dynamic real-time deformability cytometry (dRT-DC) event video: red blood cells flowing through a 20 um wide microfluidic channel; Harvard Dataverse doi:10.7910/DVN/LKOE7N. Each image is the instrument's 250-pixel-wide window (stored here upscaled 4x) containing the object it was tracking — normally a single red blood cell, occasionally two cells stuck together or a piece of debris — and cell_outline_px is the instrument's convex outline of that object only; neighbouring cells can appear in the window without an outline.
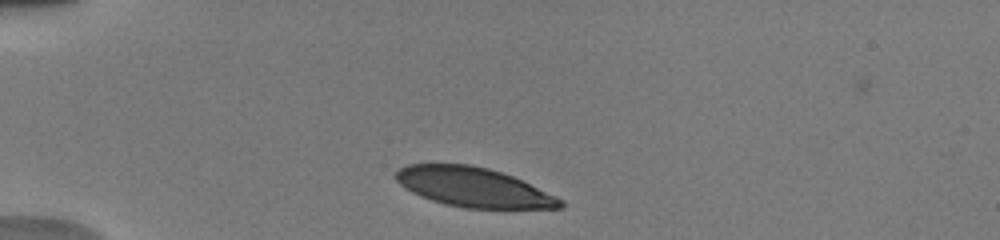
{"species": "human", "species_latin": "Homo sapiens", "temperature_condition": "warm", "stored_images_in_passage": 48, "camera_frame_rate_fps": 3000, "um_per_image_px": 0.085, "donor": {"sex": "male"}, "frame": {"image": 1, "passage_image": 1, "time_ms": 0.0, "image_size_px": [1000, 240], "cell_outline_px": [[564, 208], [464, 208], [444, 204], [420, 196], [404, 188], [396, 180], [396, 172], [400, 168], [408, 164], [472, 164], [488, 168], [512, 176], [556, 196], [564, 200]], "centroid_in_image_um": [40.23, 15.92], "position_along_channel_um": 44.8, "area_um2": 37.63}}
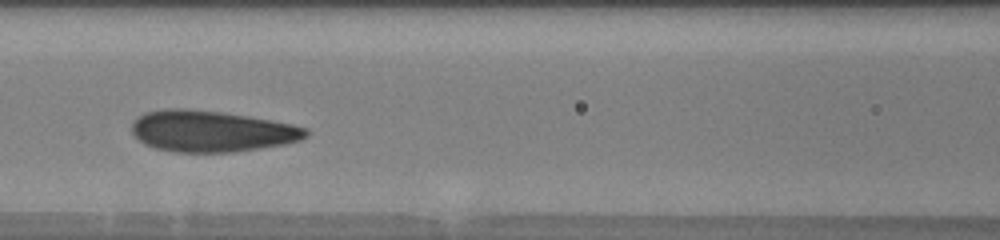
{"frame": {"image": 2, "passage_image": 8, "time_ms": 3.667, "image_size_px": [1000, 240], "cell_outline_px": [[308, 136], [300, 140], [284, 144], [260, 148], [232, 152], [176, 152], [156, 148], [144, 144], [132, 132], [132, 124], [144, 112], [168, 108], [188, 108], [220, 112], [248, 116], [272, 120], [292, 124], [308, 128]], "centroid_in_image_um": [17.99, 11.15], "position_along_channel_um": 148.6, "area_um2": 41.79}}
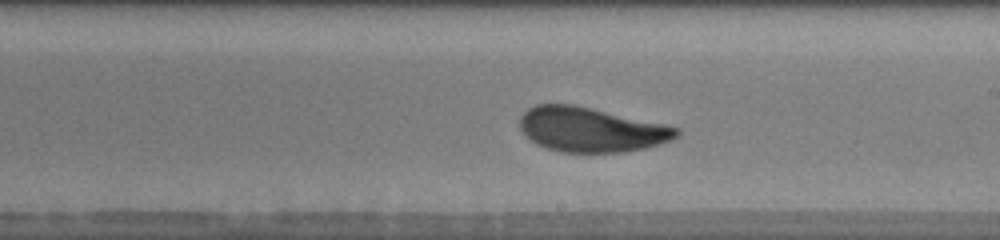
{"frame": {"image": 3, "passage_image": 16, "time_ms": 6.0, "image_size_px": [1000, 240], "cell_outline_px": [[680, 136], [672, 140], [660, 144], [644, 148], [624, 152], [560, 152], [536, 144], [520, 128], [520, 116], [528, 108], [536, 104], [572, 104], [664, 124], [680, 128]], "centroid_in_image_um": [50.26, 11.02], "position_along_channel_um": 238.7, "area_um2": 40.52}, "authors_computed_cell_mechanics": {"area_um2": 40.46, "velocity_mm_per_s": 3.8617, "shape_relaxation_time_tau1_ms": 3.0071, "shape_relaxation_time_tau2_ms": 1.0229, "deformation_change_tau1": 0.1438, "deformation_change_tau2": 0.081}}